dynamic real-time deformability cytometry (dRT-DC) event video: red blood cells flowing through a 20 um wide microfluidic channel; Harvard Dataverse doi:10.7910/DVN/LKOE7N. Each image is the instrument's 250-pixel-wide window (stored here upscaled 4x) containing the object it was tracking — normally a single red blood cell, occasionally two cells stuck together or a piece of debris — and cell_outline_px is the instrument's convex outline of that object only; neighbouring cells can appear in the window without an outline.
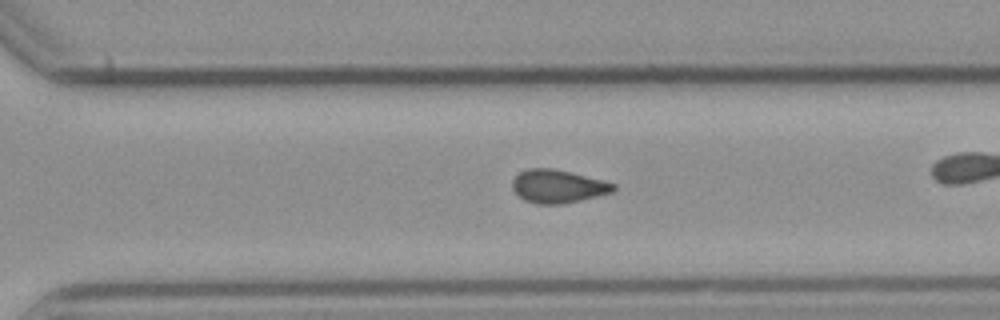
{"species": "common noctule bat (a hibernating species)", "species_latin": "Nyctalus noctula", "temperature_condition": "cold", "stored_images_in_passage": 43, "camera_frame_rate_fps": 3000, "um_per_image_px": 0.085, "animal": {"sex": "male", "body_mass_g": 23.1, "forearm_length_mm": 52.7}, "frame": {"image": 1, "passage_image": 37, "time_ms": 12.0, "image_size_px": [1000, 320], "cell_outline_px": [[616, 188], [612, 192], [564, 204], [536, 204], [524, 200], [512, 188], [512, 180], [520, 172], [528, 168], [552, 168], [572, 172], [616, 184]], "centroid_in_image_um": [47.41, 15.83], "position_along_channel_um": 323.2, "area_um2": 19.48}}